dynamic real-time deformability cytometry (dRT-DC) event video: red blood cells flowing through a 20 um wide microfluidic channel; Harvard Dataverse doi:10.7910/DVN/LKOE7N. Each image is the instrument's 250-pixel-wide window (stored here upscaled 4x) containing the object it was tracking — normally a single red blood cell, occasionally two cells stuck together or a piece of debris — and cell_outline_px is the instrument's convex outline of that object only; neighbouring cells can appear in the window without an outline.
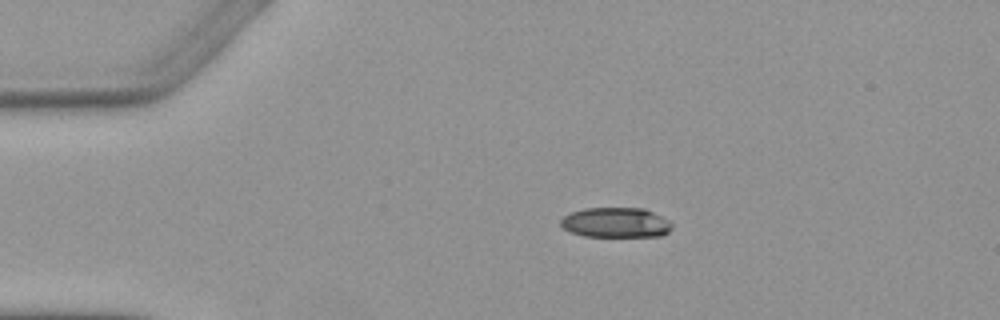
{"species": "Egyptian fruit bat (a non-hibernating species)", "species_latin": "Rousettus aegyptiacus", "temperature_condition": "warm", "stored_images_in_passage": 6, "camera_frame_rate_fps": 3000, "um_per_image_px": 0.085, "animal": {"sex": "female"}, "frame": {"image": 1, "passage_image": 1, "time_ms": 0.0, "image_size_px": [1000, 320], "cell_outline_px": [[672, 228], [668, 232], [660, 236], [584, 236], [568, 232], [560, 224], [560, 220], [564, 216], [572, 212], [584, 208], [644, 208], [668, 220], [672, 224]], "centroid_in_image_um": [52.32, 18.92], "position_along_channel_um": 32.7, "area_um2": 19.42}}
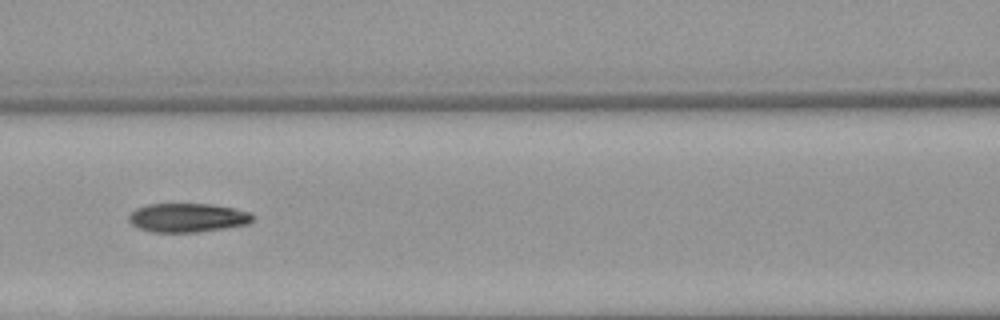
{"frame": {"image": 2, "passage_image": 5, "time_ms": 4.333, "image_size_px": [1000, 320], "cell_outline_px": [[252, 220], [248, 224], [224, 228], [196, 232], [152, 232], [136, 228], [128, 220], [128, 216], [136, 208], [148, 204], [212, 204], [252, 212]], "centroid_in_image_um": [15.91, 18.5], "position_along_channel_um": 150.7, "area_um2": 20.87}}
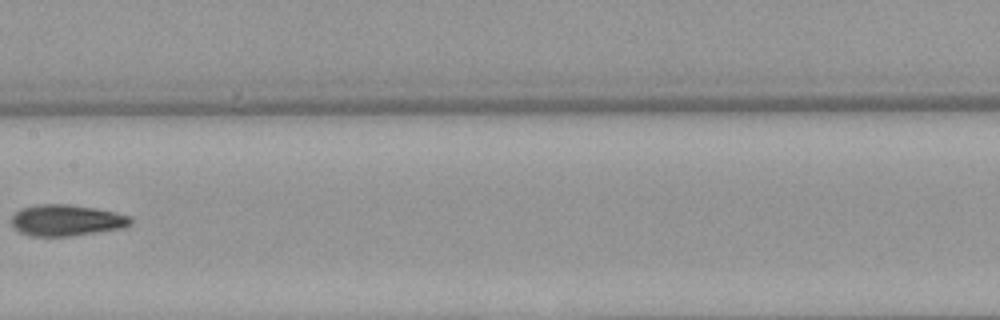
{"frame": {"image": 3, "passage_image": 6, "time_ms": 5.667, "image_size_px": [1000, 320], "cell_outline_px": [[132, 224], [124, 228], [72, 236], [32, 236], [20, 232], [12, 224], [12, 216], [20, 208], [36, 204], [68, 204], [96, 208], [116, 212], [128, 216], [132, 220]], "centroid_in_image_um": [5.66, 18.72], "position_along_channel_um": 201.7, "area_um2": 21.79}}